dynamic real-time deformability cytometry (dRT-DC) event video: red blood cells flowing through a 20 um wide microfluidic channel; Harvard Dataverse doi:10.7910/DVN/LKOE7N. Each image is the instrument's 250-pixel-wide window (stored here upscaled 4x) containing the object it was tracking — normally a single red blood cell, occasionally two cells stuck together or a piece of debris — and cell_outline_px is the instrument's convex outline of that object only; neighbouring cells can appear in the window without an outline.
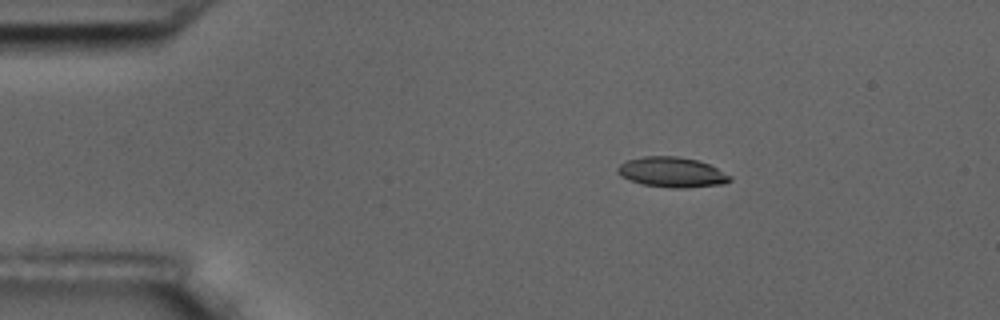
{"species": "common noctule bat (a hibernating species)", "species_latin": "Nyctalus noctula", "temperature_condition": "room temperature", "stored_images_in_passage": 4, "camera_frame_rate_fps": 3000, "um_per_image_px": 0.085, "animal": {"sex": "male", "body_mass_g": 17.5, "forearm_length_mm": 52.3}, "frame": {"image": 1, "passage_image": 2, "time_ms": 1.333, "image_size_px": [1000, 320], "cell_outline_px": [[732, 180], [724, 184], [688, 188], [672, 188], [644, 184], [628, 180], [620, 176], [616, 172], [616, 168], [620, 164], [628, 160], [644, 156], [676, 156], [696, 160], [708, 164], [732, 176]], "centroid_in_image_um": [57.1, 14.65], "position_along_channel_um": 27.9, "area_um2": 19.77}}